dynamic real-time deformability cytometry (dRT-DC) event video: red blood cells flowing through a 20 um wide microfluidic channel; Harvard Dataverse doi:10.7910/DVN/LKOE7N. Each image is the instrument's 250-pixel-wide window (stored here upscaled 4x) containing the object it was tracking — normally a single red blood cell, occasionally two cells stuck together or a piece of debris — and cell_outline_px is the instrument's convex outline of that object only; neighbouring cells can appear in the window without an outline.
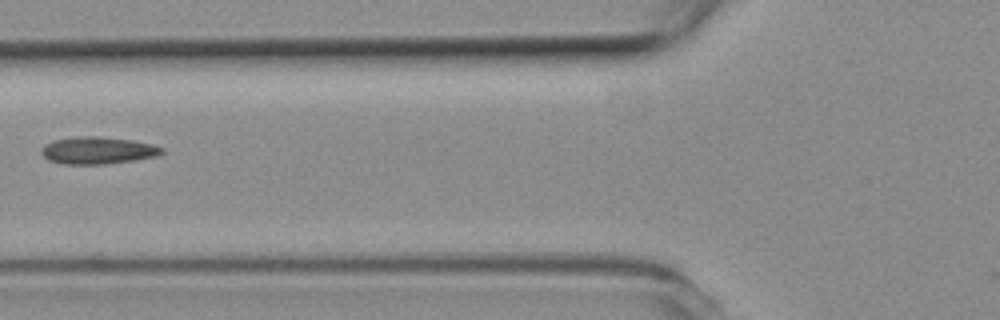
{"species": "common noctule bat (a hibernating species)", "species_latin": "Nyctalus noctula", "temperature_condition": "room temperature", "stored_images_in_passage": 6, "camera_frame_rate_fps": 3000, "um_per_image_px": 0.085, "animal": {"sex": "female", "body_mass_g": 19.3, "forearm_length_mm": 54.1}, "frame": {"image": 1, "passage_image": 5, "time_ms": 1.333, "image_size_px": [1000, 320], "cell_outline_px": [[164, 152], [156, 156], [132, 160], [104, 164], [64, 164], [48, 160], [40, 152], [44, 144], [52, 140], [80, 136], [100, 136], [132, 140], [152, 144], [164, 148]], "centroid_in_image_um": [8.29, 12.78], "position_along_channel_um": 117.5, "area_um2": 19.07}}
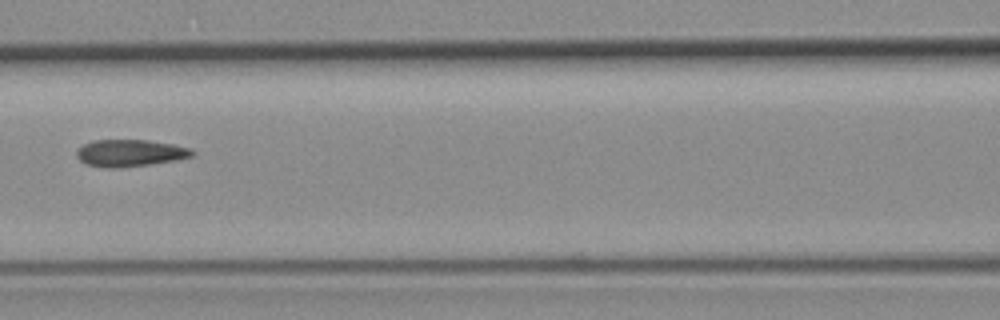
{"frame": {"image": 2, "passage_image": 6, "time_ms": 1.667, "image_size_px": [1000, 320], "cell_outline_px": [[196, 156], [176, 160], [148, 164], [116, 168], [104, 168], [88, 164], [80, 160], [76, 156], [76, 152], [84, 144], [92, 140], [148, 140], [172, 144], [192, 148], [196, 152]], "centroid_in_image_um": [11.1, 13.0], "position_along_channel_um": 155.5, "area_um2": 18.21}}